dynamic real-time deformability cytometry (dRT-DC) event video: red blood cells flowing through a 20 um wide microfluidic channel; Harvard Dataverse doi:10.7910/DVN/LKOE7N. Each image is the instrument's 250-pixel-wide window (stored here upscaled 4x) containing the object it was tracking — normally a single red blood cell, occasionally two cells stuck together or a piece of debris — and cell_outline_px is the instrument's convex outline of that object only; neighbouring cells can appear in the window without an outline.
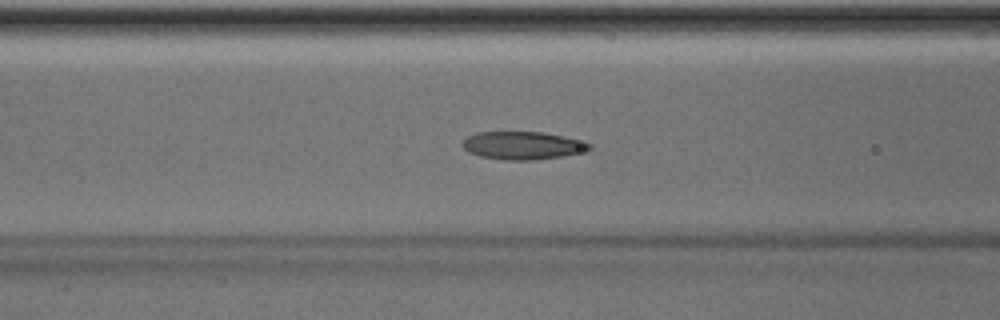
{"species": "Egyptian fruit bat (a non-hibernating species)", "species_latin": "Rousettus aegyptiacus", "temperature_condition": "room temperature", "stored_images_in_passage": 50, "camera_frame_rate_fps": 3000, "um_per_image_px": 0.085, "animal": {"sex": "male"}, "frame": {"image": 1, "passage_image": 20, "time_ms": 6.333, "image_size_px": [1000, 320], "cell_outline_px": [[592, 148], [560, 156], [532, 160], [504, 160], [480, 156], [468, 152], [460, 144], [468, 136], [476, 132], [544, 132], [564, 136], [592, 144]], "centroid_in_image_um": [44.36, 12.35], "position_along_channel_um": 122.2, "area_um2": 20.4}}
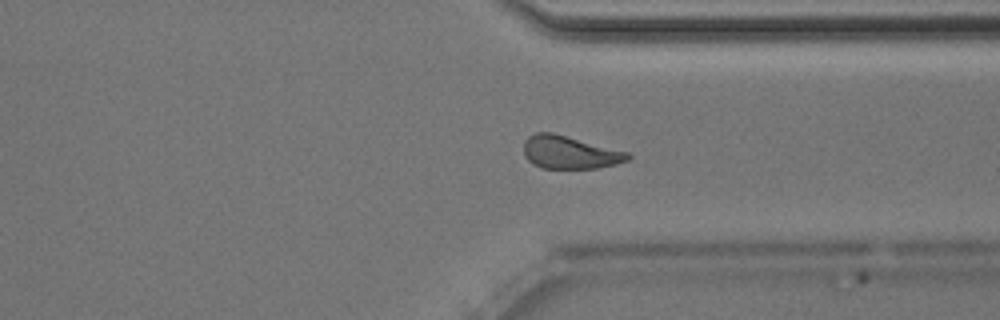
{"frame": {"image": 2, "passage_image": 38, "time_ms": 12.333, "image_size_px": [1000, 320], "cell_outline_px": [[632, 156], [628, 160], [616, 164], [596, 168], [540, 168], [532, 164], [524, 156], [524, 140], [528, 136], [536, 132], [552, 132], [628, 152]], "centroid_in_image_um": [48.39, 12.95], "position_along_channel_um": 363.0, "area_um2": 20.0}}
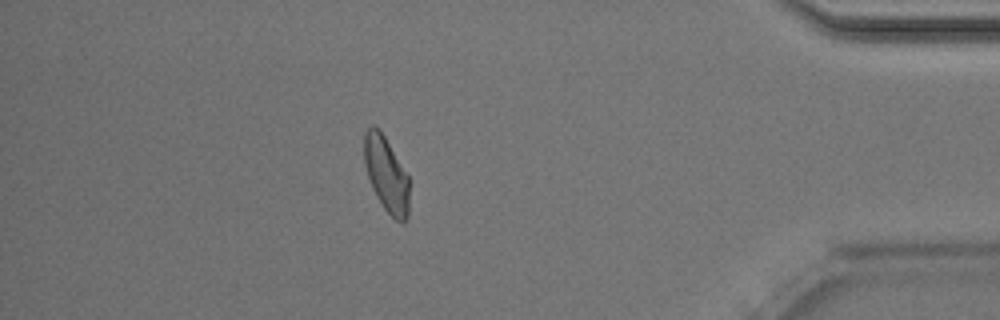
{"frame": {"image": 3, "passage_image": 44, "time_ms": 14.333, "image_size_px": [1000, 320], "cell_outline_px": [[408, 220], [404, 224], [400, 224], [384, 208], [376, 196], [372, 188], [364, 164], [364, 132], [372, 124], [380, 128], [408, 176]], "centroid_in_image_um": [32.82, 14.81], "position_along_channel_um": 402.4, "area_um2": 19.83}, "authors_computed_cell_mechanics": {"area_um2": 20.808, "velocity_mm_per_s": 4.0176, "shape_relaxation_time_tau1_ms": 3.7835, "shape_relaxation_time_tau2_ms": 2.1149, "deformation_change_tau1": 0.1221, "deformation_change_tau2": 0.0896}}